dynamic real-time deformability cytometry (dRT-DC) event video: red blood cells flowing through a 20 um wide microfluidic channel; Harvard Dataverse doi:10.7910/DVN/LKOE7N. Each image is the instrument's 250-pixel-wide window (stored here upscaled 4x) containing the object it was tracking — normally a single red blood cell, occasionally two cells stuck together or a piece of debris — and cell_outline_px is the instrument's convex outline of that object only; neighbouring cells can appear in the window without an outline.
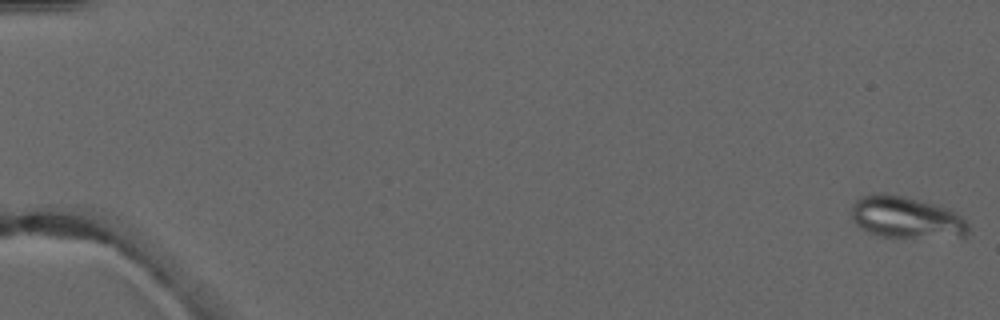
{"species": "common noctule bat (a hibernating species)", "species_latin": "Nyctalus noctula", "temperature_condition": "warm", "stored_images_in_passage": 6, "camera_frame_rate_fps": 3000, "um_per_image_px": 0.085, "animal": {"sex": "male", "forearm_length_mm": 52.5}, "frame": {"image": 1, "passage_image": 1, "time_ms": 0.0, "image_size_px": [1000, 320], "cell_outline_px": [[972, 232], [964, 240], [880, 236], [868, 232], [856, 224], [852, 220], [852, 204], [860, 196], [872, 192], [884, 192], [904, 196], [940, 204], [956, 212], [968, 224]], "centroid_in_image_um": [77.13, 18.5], "position_along_channel_um": 7.9, "area_um2": 29.94}}